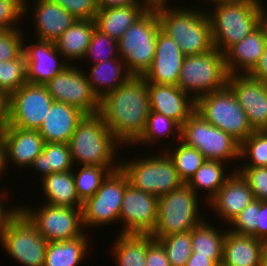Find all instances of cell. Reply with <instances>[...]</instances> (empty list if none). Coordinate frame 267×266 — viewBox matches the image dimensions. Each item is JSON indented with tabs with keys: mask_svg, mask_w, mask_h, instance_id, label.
<instances>
[{
	"mask_svg": "<svg viewBox=\"0 0 267 266\" xmlns=\"http://www.w3.org/2000/svg\"><path fill=\"white\" fill-rule=\"evenodd\" d=\"M267 46L265 29L260 25L225 53V64L230 74H249L259 62Z\"/></svg>",
	"mask_w": 267,
	"mask_h": 266,
	"instance_id": "603a6c76",
	"label": "cell"
},
{
	"mask_svg": "<svg viewBox=\"0 0 267 266\" xmlns=\"http://www.w3.org/2000/svg\"><path fill=\"white\" fill-rule=\"evenodd\" d=\"M24 30H0V61H11L23 54Z\"/></svg>",
	"mask_w": 267,
	"mask_h": 266,
	"instance_id": "f6af8a7d",
	"label": "cell"
},
{
	"mask_svg": "<svg viewBox=\"0 0 267 266\" xmlns=\"http://www.w3.org/2000/svg\"><path fill=\"white\" fill-rule=\"evenodd\" d=\"M120 162L119 168L126 175L129 184L145 193L159 197L184 184L173 161L162 150L154 156Z\"/></svg>",
	"mask_w": 267,
	"mask_h": 266,
	"instance_id": "52a82bcc",
	"label": "cell"
},
{
	"mask_svg": "<svg viewBox=\"0 0 267 266\" xmlns=\"http://www.w3.org/2000/svg\"><path fill=\"white\" fill-rule=\"evenodd\" d=\"M208 9L164 7L157 10L161 30L172 38L185 56L215 49Z\"/></svg>",
	"mask_w": 267,
	"mask_h": 266,
	"instance_id": "7a4b0ae2",
	"label": "cell"
},
{
	"mask_svg": "<svg viewBox=\"0 0 267 266\" xmlns=\"http://www.w3.org/2000/svg\"><path fill=\"white\" fill-rule=\"evenodd\" d=\"M87 57L93 64L118 58V41L95 28L84 59Z\"/></svg>",
	"mask_w": 267,
	"mask_h": 266,
	"instance_id": "b9f144b4",
	"label": "cell"
},
{
	"mask_svg": "<svg viewBox=\"0 0 267 266\" xmlns=\"http://www.w3.org/2000/svg\"><path fill=\"white\" fill-rule=\"evenodd\" d=\"M186 266H217V264L210 257L197 256L192 253Z\"/></svg>",
	"mask_w": 267,
	"mask_h": 266,
	"instance_id": "11a10c76",
	"label": "cell"
},
{
	"mask_svg": "<svg viewBox=\"0 0 267 266\" xmlns=\"http://www.w3.org/2000/svg\"><path fill=\"white\" fill-rule=\"evenodd\" d=\"M228 77L224 54L213 49L185 56L177 86L196 101L205 94L225 88Z\"/></svg>",
	"mask_w": 267,
	"mask_h": 266,
	"instance_id": "ba28073f",
	"label": "cell"
},
{
	"mask_svg": "<svg viewBox=\"0 0 267 266\" xmlns=\"http://www.w3.org/2000/svg\"><path fill=\"white\" fill-rule=\"evenodd\" d=\"M181 141L197 149L206 160L228 163L240 159V143L196 111L181 126Z\"/></svg>",
	"mask_w": 267,
	"mask_h": 266,
	"instance_id": "30bf717a",
	"label": "cell"
},
{
	"mask_svg": "<svg viewBox=\"0 0 267 266\" xmlns=\"http://www.w3.org/2000/svg\"><path fill=\"white\" fill-rule=\"evenodd\" d=\"M112 245L116 266H146L148 246L155 240L150 234H118Z\"/></svg>",
	"mask_w": 267,
	"mask_h": 266,
	"instance_id": "4dcf8cb0",
	"label": "cell"
},
{
	"mask_svg": "<svg viewBox=\"0 0 267 266\" xmlns=\"http://www.w3.org/2000/svg\"><path fill=\"white\" fill-rule=\"evenodd\" d=\"M126 175L119 168L112 171L102 182L98 191L82 203L84 229L119 222L122 200L126 186Z\"/></svg>",
	"mask_w": 267,
	"mask_h": 266,
	"instance_id": "4fadbf2b",
	"label": "cell"
},
{
	"mask_svg": "<svg viewBox=\"0 0 267 266\" xmlns=\"http://www.w3.org/2000/svg\"><path fill=\"white\" fill-rule=\"evenodd\" d=\"M69 65L44 86L54 101L78 108L85 115L96 114L99 98L94 93L87 75L77 67Z\"/></svg>",
	"mask_w": 267,
	"mask_h": 266,
	"instance_id": "9a60e30c",
	"label": "cell"
},
{
	"mask_svg": "<svg viewBox=\"0 0 267 266\" xmlns=\"http://www.w3.org/2000/svg\"><path fill=\"white\" fill-rule=\"evenodd\" d=\"M261 0L213 3L208 12L215 49L223 54L261 25Z\"/></svg>",
	"mask_w": 267,
	"mask_h": 266,
	"instance_id": "277c9868",
	"label": "cell"
},
{
	"mask_svg": "<svg viewBox=\"0 0 267 266\" xmlns=\"http://www.w3.org/2000/svg\"><path fill=\"white\" fill-rule=\"evenodd\" d=\"M0 244L24 266L44 265L48 242L20 210L1 231Z\"/></svg>",
	"mask_w": 267,
	"mask_h": 266,
	"instance_id": "8fae6325",
	"label": "cell"
},
{
	"mask_svg": "<svg viewBox=\"0 0 267 266\" xmlns=\"http://www.w3.org/2000/svg\"><path fill=\"white\" fill-rule=\"evenodd\" d=\"M227 86L244 109L252 129L267 130V83L249 74H230Z\"/></svg>",
	"mask_w": 267,
	"mask_h": 266,
	"instance_id": "e0dca14e",
	"label": "cell"
},
{
	"mask_svg": "<svg viewBox=\"0 0 267 266\" xmlns=\"http://www.w3.org/2000/svg\"><path fill=\"white\" fill-rule=\"evenodd\" d=\"M164 248L171 266H186L192 255L191 231L155 238Z\"/></svg>",
	"mask_w": 267,
	"mask_h": 266,
	"instance_id": "ab89813d",
	"label": "cell"
},
{
	"mask_svg": "<svg viewBox=\"0 0 267 266\" xmlns=\"http://www.w3.org/2000/svg\"><path fill=\"white\" fill-rule=\"evenodd\" d=\"M227 230H217L207 221H203L191 230L192 253L210 257L217 265L222 263L223 244Z\"/></svg>",
	"mask_w": 267,
	"mask_h": 266,
	"instance_id": "d6a6232c",
	"label": "cell"
},
{
	"mask_svg": "<svg viewBox=\"0 0 267 266\" xmlns=\"http://www.w3.org/2000/svg\"><path fill=\"white\" fill-rule=\"evenodd\" d=\"M85 116L78 108L53 101L38 131L45 143H69L77 124Z\"/></svg>",
	"mask_w": 267,
	"mask_h": 266,
	"instance_id": "d4e9b609",
	"label": "cell"
},
{
	"mask_svg": "<svg viewBox=\"0 0 267 266\" xmlns=\"http://www.w3.org/2000/svg\"><path fill=\"white\" fill-rule=\"evenodd\" d=\"M94 20H78L70 26L56 41V47L63 59L77 64L85 58L94 29Z\"/></svg>",
	"mask_w": 267,
	"mask_h": 266,
	"instance_id": "f1b7e54d",
	"label": "cell"
},
{
	"mask_svg": "<svg viewBox=\"0 0 267 266\" xmlns=\"http://www.w3.org/2000/svg\"><path fill=\"white\" fill-rule=\"evenodd\" d=\"M26 83V61L24 54L11 61H0V93L9 97Z\"/></svg>",
	"mask_w": 267,
	"mask_h": 266,
	"instance_id": "60d3db41",
	"label": "cell"
},
{
	"mask_svg": "<svg viewBox=\"0 0 267 266\" xmlns=\"http://www.w3.org/2000/svg\"><path fill=\"white\" fill-rule=\"evenodd\" d=\"M18 207L47 242L69 240L84 233L81 208L47 203L37 209L20 204Z\"/></svg>",
	"mask_w": 267,
	"mask_h": 266,
	"instance_id": "7c38bea8",
	"label": "cell"
},
{
	"mask_svg": "<svg viewBox=\"0 0 267 266\" xmlns=\"http://www.w3.org/2000/svg\"><path fill=\"white\" fill-rule=\"evenodd\" d=\"M3 189L4 188H2V191L0 192V233L4 229L7 222L19 211L17 206L13 208L9 207V209L6 210L3 200L6 198L8 199L9 192H6V189L3 191Z\"/></svg>",
	"mask_w": 267,
	"mask_h": 266,
	"instance_id": "f907efd6",
	"label": "cell"
},
{
	"mask_svg": "<svg viewBox=\"0 0 267 266\" xmlns=\"http://www.w3.org/2000/svg\"><path fill=\"white\" fill-rule=\"evenodd\" d=\"M222 161L206 160L201 167L197 170L194 176L190 179L187 185L194 190L196 194L201 189L208 193L206 203H208L225 184L226 180L232 175L233 172L227 174L226 166Z\"/></svg>",
	"mask_w": 267,
	"mask_h": 266,
	"instance_id": "e575fe53",
	"label": "cell"
},
{
	"mask_svg": "<svg viewBox=\"0 0 267 266\" xmlns=\"http://www.w3.org/2000/svg\"><path fill=\"white\" fill-rule=\"evenodd\" d=\"M249 75L259 81L267 83V46L264 53L260 56L259 62Z\"/></svg>",
	"mask_w": 267,
	"mask_h": 266,
	"instance_id": "816d5d0a",
	"label": "cell"
},
{
	"mask_svg": "<svg viewBox=\"0 0 267 266\" xmlns=\"http://www.w3.org/2000/svg\"><path fill=\"white\" fill-rule=\"evenodd\" d=\"M184 58L177 43L160 29L153 62L143 76L145 81L177 86Z\"/></svg>",
	"mask_w": 267,
	"mask_h": 266,
	"instance_id": "d6986e66",
	"label": "cell"
},
{
	"mask_svg": "<svg viewBox=\"0 0 267 266\" xmlns=\"http://www.w3.org/2000/svg\"><path fill=\"white\" fill-rule=\"evenodd\" d=\"M205 1H207L205 3H208V0H205ZM209 1L212 2L211 4H213L217 2H241V1H248V0H209Z\"/></svg>",
	"mask_w": 267,
	"mask_h": 266,
	"instance_id": "94428289",
	"label": "cell"
},
{
	"mask_svg": "<svg viewBox=\"0 0 267 266\" xmlns=\"http://www.w3.org/2000/svg\"><path fill=\"white\" fill-rule=\"evenodd\" d=\"M3 134L6 166L15 163V168L31 166L33 160L42 152L44 140L38 130L7 127Z\"/></svg>",
	"mask_w": 267,
	"mask_h": 266,
	"instance_id": "7402d4cb",
	"label": "cell"
},
{
	"mask_svg": "<svg viewBox=\"0 0 267 266\" xmlns=\"http://www.w3.org/2000/svg\"><path fill=\"white\" fill-rule=\"evenodd\" d=\"M68 145L74 166H112L115 170L119 169L120 164L114 161L122 145L97 113L85 115L80 120Z\"/></svg>",
	"mask_w": 267,
	"mask_h": 266,
	"instance_id": "3957f363",
	"label": "cell"
},
{
	"mask_svg": "<svg viewBox=\"0 0 267 266\" xmlns=\"http://www.w3.org/2000/svg\"><path fill=\"white\" fill-rule=\"evenodd\" d=\"M239 158L247 159L241 167H267V130L253 131L240 144Z\"/></svg>",
	"mask_w": 267,
	"mask_h": 266,
	"instance_id": "f35d334b",
	"label": "cell"
},
{
	"mask_svg": "<svg viewBox=\"0 0 267 266\" xmlns=\"http://www.w3.org/2000/svg\"><path fill=\"white\" fill-rule=\"evenodd\" d=\"M266 5H263L262 2V9H261V26L265 29L267 35V13H266Z\"/></svg>",
	"mask_w": 267,
	"mask_h": 266,
	"instance_id": "680465c9",
	"label": "cell"
},
{
	"mask_svg": "<svg viewBox=\"0 0 267 266\" xmlns=\"http://www.w3.org/2000/svg\"><path fill=\"white\" fill-rule=\"evenodd\" d=\"M5 170H7L5 144H4L3 134L0 133V176L1 174H4L3 172H5Z\"/></svg>",
	"mask_w": 267,
	"mask_h": 266,
	"instance_id": "6f0895ef",
	"label": "cell"
},
{
	"mask_svg": "<svg viewBox=\"0 0 267 266\" xmlns=\"http://www.w3.org/2000/svg\"><path fill=\"white\" fill-rule=\"evenodd\" d=\"M227 229L223 244L224 266H261L266 243L250 235H241Z\"/></svg>",
	"mask_w": 267,
	"mask_h": 266,
	"instance_id": "484cf974",
	"label": "cell"
},
{
	"mask_svg": "<svg viewBox=\"0 0 267 266\" xmlns=\"http://www.w3.org/2000/svg\"><path fill=\"white\" fill-rule=\"evenodd\" d=\"M146 10L143 5L98 8L94 19L96 29L118 41Z\"/></svg>",
	"mask_w": 267,
	"mask_h": 266,
	"instance_id": "4316f807",
	"label": "cell"
},
{
	"mask_svg": "<svg viewBox=\"0 0 267 266\" xmlns=\"http://www.w3.org/2000/svg\"><path fill=\"white\" fill-rule=\"evenodd\" d=\"M26 61V81L45 85L71 63L65 62L55 42L39 40L31 45L23 43ZM61 58V59H60Z\"/></svg>",
	"mask_w": 267,
	"mask_h": 266,
	"instance_id": "ac0fdd59",
	"label": "cell"
},
{
	"mask_svg": "<svg viewBox=\"0 0 267 266\" xmlns=\"http://www.w3.org/2000/svg\"><path fill=\"white\" fill-rule=\"evenodd\" d=\"M43 195L47 204L53 206H67L82 208V201L78 198L72 170L55 172L41 178Z\"/></svg>",
	"mask_w": 267,
	"mask_h": 266,
	"instance_id": "f546056e",
	"label": "cell"
},
{
	"mask_svg": "<svg viewBox=\"0 0 267 266\" xmlns=\"http://www.w3.org/2000/svg\"><path fill=\"white\" fill-rule=\"evenodd\" d=\"M261 266H267V243L264 246L262 259H261Z\"/></svg>",
	"mask_w": 267,
	"mask_h": 266,
	"instance_id": "91938a15",
	"label": "cell"
},
{
	"mask_svg": "<svg viewBox=\"0 0 267 266\" xmlns=\"http://www.w3.org/2000/svg\"><path fill=\"white\" fill-rule=\"evenodd\" d=\"M198 195L187 184L159 196L154 239L187 233L204 221L200 216ZM203 218V219H202Z\"/></svg>",
	"mask_w": 267,
	"mask_h": 266,
	"instance_id": "8992f818",
	"label": "cell"
},
{
	"mask_svg": "<svg viewBox=\"0 0 267 266\" xmlns=\"http://www.w3.org/2000/svg\"><path fill=\"white\" fill-rule=\"evenodd\" d=\"M146 266H171L164 248L157 240L147 248Z\"/></svg>",
	"mask_w": 267,
	"mask_h": 266,
	"instance_id": "c3c4849f",
	"label": "cell"
},
{
	"mask_svg": "<svg viewBox=\"0 0 267 266\" xmlns=\"http://www.w3.org/2000/svg\"><path fill=\"white\" fill-rule=\"evenodd\" d=\"M236 171L248 182L254 199L267 201V167H237Z\"/></svg>",
	"mask_w": 267,
	"mask_h": 266,
	"instance_id": "bcb514c9",
	"label": "cell"
},
{
	"mask_svg": "<svg viewBox=\"0 0 267 266\" xmlns=\"http://www.w3.org/2000/svg\"><path fill=\"white\" fill-rule=\"evenodd\" d=\"M167 1L169 0H139V2L147 10H158L164 7H169V4L167 3Z\"/></svg>",
	"mask_w": 267,
	"mask_h": 266,
	"instance_id": "9f6ffc18",
	"label": "cell"
},
{
	"mask_svg": "<svg viewBox=\"0 0 267 266\" xmlns=\"http://www.w3.org/2000/svg\"><path fill=\"white\" fill-rule=\"evenodd\" d=\"M158 196L126 186L119 220L124 223L120 234H151L156 226Z\"/></svg>",
	"mask_w": 267,
	"mask_h": 266,
	"instance_id": "2e32d148",
	"label": "cell"
},
{
	"mask_svg": "<svg viewBox=\"0 0 267 266\" xmlns=\"http://www.w3.org/2000/svg\"><path fill=\"white\" fill-rule=\"evenodd\" d=\"M87 236L84 232L73 239L48 242L43 266H79L88 253Z\"/></svg>",
	"mask_w": 267,
	"mask_h": 266,
	"instance_id": "1f68e13d",
	"label": "cell"
},
{
	"mask_svg": "<svg viewBox=\"0 0 267 266\" xmlns=\"http://www.w3.org/2000/svg\"><path fill=\"white\" fill-rule=\"evenodd\" d=\"M150 113L147 82L143 76H131L114 91L99 99L97 114L115 139L131 147L144 132Z\"/></svg>",
	"mask_w": 267,
	"mask_h": 266,
	"instance_id": "6da1fadb",
	"label": "cell"
},
{
	"mask_svg": "<svg viewBox=\"0 0 267 266\" xmlns=\"http://www.w3.org/2000/svg\"><path fill=\"white\" fill-rule=\"evenodd\" d=\"M34 16L36 40L55 42L77 19L51 0H35Z\"/></svg>",
	"mask_w": 267,
	"mask_h": 266,
	"instance_id": "cb8c5ba5",
	"label": "cell"
},
{
	"mask_svg": "<svg viewBox=\"0 0 267 266\" xmlns=\"http://www.w3.org/2000/svg\"><path fill=\"white\" fill-rule=\"evenodd\" d=\"M256 238L267 243V201H260L258 213Z\"/></svg>",
	"mask_w": 267,
	"mask_h": 266,
	"instance_id": "681fc988",
	"label": "cell"
},
{
	"mask_svg": "<svg viewBox=\"0 0 267 266\" xmlns=\"http://www.w3.org/2000/svg\"><path fill=\"white\" fill-rule=\"evenodd\" d=\"M74 167L68 143H45L42 152L29 168L40 172L42 178L55 172L70 171Z\"/></svg>",
	"mask_w": 267,
	"mask_h": 266,
	"instance_id": "836d02e7",
	"label": "cell"
},
{
	"mask_svg": "<svg viewBox=\"0 0 267 266\" xmlns=\"http://www.w3.org/2000/svg\"><path fill=\"white\" fill-rule=\"evenodd\" d=\"M176 133L177 137L175 136ZM171 134L176 137L175 142H179L181 140V126L175 120L150 110L144 132L133 145L147 144L148 146V144H155L161 141L160 138H165L164 136L169 137Z\"/></svg>",
	"mask_w": 267,
	"mask_h": 266,
	"instance_id": "74e56055",
	"label": "cell"
},
{
	"mask_svg": "<svg viewBox=\"0 0 267 266\" xmlns=\"http://www.w3.org/2000/svg\"><path fill=\"white\" fill-rule=\"evenodd\" d=\"M76 166L72 169L75 181V188L78 198L84 202L92 197L100 188L102 182L115 169L112 166H81L80 169ZM78 172V173H77Z\"/></svg>",
	"mask_w": 267,
	"mask_h": 266,
	"instance_id": "8d00e7d4",
	"label": "cell"
},
{
	"mask_svg": "<svg viewBox=\"0 0 267 266\" xmlns=\"http://www.w3.org/2000/svg\"><path fill=\"white\" fill-rule=\"evenodd\" d=\"M98 8L124 7L128 5H142L139 0H97Z\"/></svg>",
	"mask_w": 267,
	"mask_h": 266,
	"instance_id": "db71d44e",
	"label": "cell"
},
{
	"mask_svg": "<svg viewBox=\"0 0 267 266\" xmlns=\"http://www.w3.org/2000/svg\"><path fill=\"white\" fill-rule=\"evenodd\" d=\"M150 110L175 120L180 126L195 112L196 101L176 85L147 83Z\"/></svg>",
	"mask_w": 267,
	"mask_h": 266,
	"instance_id": "ffe728a7",
	"label": "cell"
},
{
	"mask_svg": "<svg viewBox=\"0 0 267 266\" xmlns=\"http://www.w3.org/2000/svg\"><path fill=\"white\" fill-rule=\"evenodd\" d=\"M62 6L78 20H94L98 12L97 0H51Z\"/></svg>",
	"mask_w": 267,
	"mask_h": 266,
	"instance_id": "7dc6e473",
	"label": "cell"
},
{
	"mask_svg": "<svg viewBox=\"0 0 267 266\" xmlns=\"http://www.w3.org/2000/svg\"><path fill=\"white\" fill-rule=\"evenodd\" d=\"M173 161L180 179L187 184L194 176L201 165L206 161V158L194 147L188 146L181 140L179 144L163 150Z\"/></svg>",
	"mask_w": 267,
	"mask_h": 266,
	"instance_id": "d590c367",
	"label": "cell"
},
{
	"mask_svg": "<svg viewBox=\"0 0 267 266\" xmlns=\"http://www.w3.org/2000/svg\"><path fill=\"white\" fill-rule=\"evenodd\" d=\"M53 101L44 85L27 82L8 97V127L38 130Z\"/></svg>",
	"mask_w": 267,
	"mask_h": 266,
	"instance_id": "5bb4252c",
	"label": "cell"
},
{
	"mask_svg": "<svg viewBox=\"0 0 267 266\" xmlns=\"http://www.w3.org/2000/svg\"><path fill=\"white\" fill-rule=\"evenodd\" d=\"M85 74L99 99L114 91L132 76L120 57L95 63L90 69V73L85 71Z\"/></svg>",
	"mask_w": 267,
	"mask_h": 266,
	"instance_id": "83f0119b",
	"label": "cell"
},
{
	"mask_svg": "<svg viewBox=\"0 0 267 266\" xmlns=\"http://www.w3.org/2000/svg\"><path fill=\"white\" fill-rule=\"evenodd\" d=\"M195 111L240 144L254 131L244 109L228 86L199 97Z\"/></svg>",
	"mask_w": 267,
	"mask_h": 266,
	"instance_id": "9c48e42d",
	"label": "cell"
},
{
	"mask_svg": "<svg viewBox=\"0 0 267 266\" xmlns=\"http://www.w3.org/2000/svg\"><path fill=\"white\" fill-rule=\"evenodd\" d=\"M9 126L8 96L0 93V133Z\"/></svg>",
	"mask_w": 267,
	"mask_h": 266,
	"instance_id": "f5cc1de1",
	"label": "cell"
},
{
	"mask_svg": "<svg viewBox=\"0 0 267 266\" xmlns=\"http://www.w3.org/2000/svg\"><path fill=\"white\" fill-rule=\"evenodd\" d=\"M160 29L157 10H146L118 40L119 57L132 76H144L150 69Z\"/></svg>",
	"mask_w": 267,
	"mask_h": 266,
	"instance_id": "5b68a950",
	"label": "cell"
},
{
	"mask_svg": "<svg viewBox=\"0 0 267 266\" xmlns=\"http://www.w3.org/2000/svg\"><path fill=\"white\" fill-rule=\"evenodd\" d=\"M252 200L254 196L248 182L235 168L225 184L207 204L225 221V224H230Z\"/></svg>",
	"mask_w": 267,
	"mask_h": 266,
	"instance_id": "44dd1931",
	"label": "cell"
},
{
	"mask_svg": "<svg viewBox=\"0 0 267 266\" xmlns=\"http://www.w3.org/2000/svg\"><path fill=\"white\" fill-rule=\"evenodd\" d=\"M26 0H0V30H12L18 27L19 19L26 16L30 7ZM19 21V22H18Z\"/></svg>",
	"mask_w": 267,
	"mask_h": 266,
	"instance_id": "ee69618b",
	"label": "cell"
},
{
	"mask_svg": "<svg viewBox=\"0 0 267 266\" xmlns=\"http://www.w3.org/2000/svg\"><path fill=\"white\" fill-rule=\"evenodd\" d=\"M260 211V200H252L229 224L230 231L241 234L250 235L256 238V226L258 213ZM232 224V225H231Z\"/></svg>",
	"mask_w": 267,
	"mask_h": 266,
	"instance_id": "7bdbcfd3",
	"label": "cell"
}]
</instances>
